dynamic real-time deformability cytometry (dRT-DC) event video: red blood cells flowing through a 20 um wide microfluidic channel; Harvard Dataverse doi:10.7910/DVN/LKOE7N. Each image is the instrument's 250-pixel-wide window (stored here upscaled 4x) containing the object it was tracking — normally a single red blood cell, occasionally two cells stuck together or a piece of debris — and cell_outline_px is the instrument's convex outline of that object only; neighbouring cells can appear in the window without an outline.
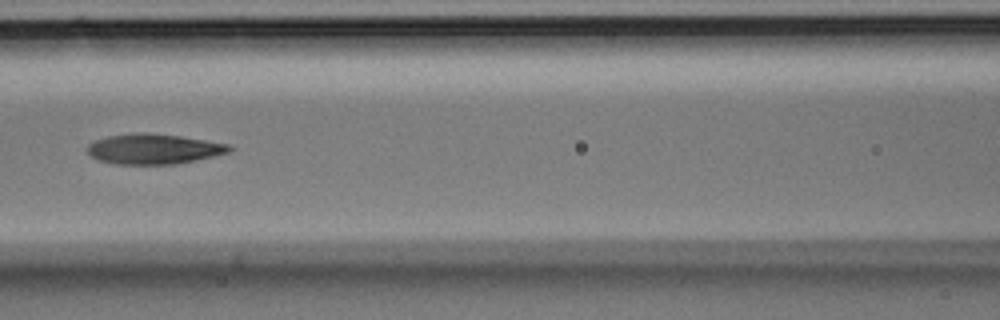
{"species": "Egyptian fruit bat (a non-hibernating species)", "species_latin": "Rousettus aegyptiacus", "temperature_condition": "room temperature", "stored_images_in_passage": 6, "camera_frame_rate_fps": 3000, "um_per_image_px": 0.085, "animal": {"sex": "male"}, "frame": {"image": 1, "passage_image": 5, "time_ms": 1.333, "image_size_px": [1000, 320], "cell_outline_px": [[232, 148], [228, 152], [212, 156], [176, 164], [116, 164], [100, 160], [92, 156], [88, 152], [88, 144], [96, 140], [108, 136], [136, 132], [144, 132], [180, 136], [232, 144]], "centroid_in_image_um": [13.08, 12.65], "position_along_channel_um": 153.5, "area_um2": 24.8}}
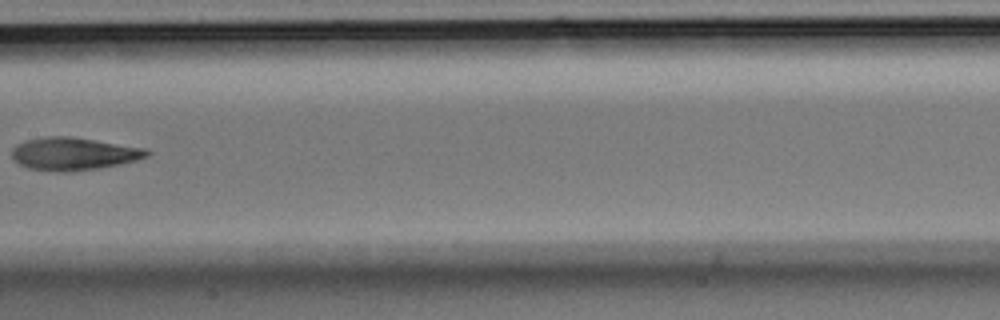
{"frame": {"image": 2, "passage_image": 6, "time_ms": 1.667, "image_size_px": [1000, 320], "cell_outline_px": [[152, 152], [148, 156], [136, 160], [120, 164], [100, 168], [68, 172], [56, 172], [28, 168], [12, 160], [12, 148], [16, 144], [24, 140], [48, 136], [72, 136], [148, 148]], "centroid_in_image_um": [6.26, 13.07], "position_along_channel_um": 201.1, "area_um2": 26.18}}